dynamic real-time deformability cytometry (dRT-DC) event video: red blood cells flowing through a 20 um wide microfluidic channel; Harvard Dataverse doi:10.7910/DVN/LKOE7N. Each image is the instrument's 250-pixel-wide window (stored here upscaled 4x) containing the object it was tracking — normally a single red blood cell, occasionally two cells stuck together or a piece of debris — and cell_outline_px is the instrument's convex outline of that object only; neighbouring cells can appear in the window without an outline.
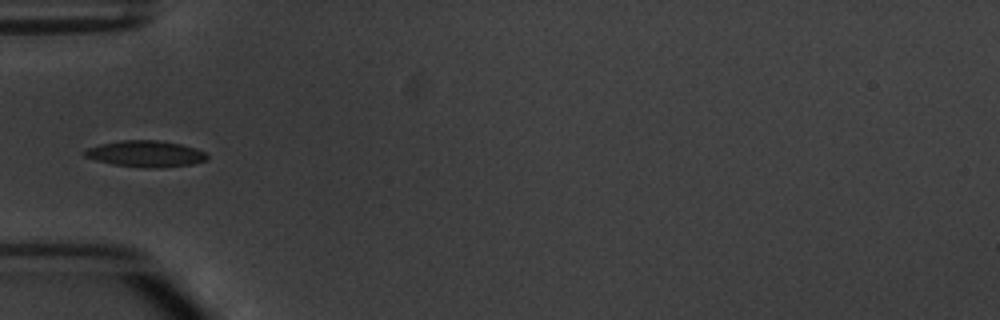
{"species": "common noctule bat (a hibernating species)", "species_latin": "Nyctalus noctula", "temperature_condition": "warm", "stored_images_in_passage": 6, "camera_frame_rate_fps": 3000, "um_per_image_px": 0.085, "animal": {"sex": "male", "body_mass_g": 20.1, "forearm_length_mm": 53.5}, "frame": {"image": 1, "passage_image": 5, "time_ms": 5.667, "image_size_px": [1000, 320], "cell_outline_px": [[208, 160], [192, 164], [160, 168], [144, 168], [112, 164], [96, 160], [84, 156], [80, 152], [88, 148], [100, 144], [120, 140], [156, 140], [180, 144], [196, 148], [204, 152], [208, 156]], "centroid_in_image_um": [12.36, 13.08], "position_along_channel_um": 72.6, "area_um2": 18.9}}